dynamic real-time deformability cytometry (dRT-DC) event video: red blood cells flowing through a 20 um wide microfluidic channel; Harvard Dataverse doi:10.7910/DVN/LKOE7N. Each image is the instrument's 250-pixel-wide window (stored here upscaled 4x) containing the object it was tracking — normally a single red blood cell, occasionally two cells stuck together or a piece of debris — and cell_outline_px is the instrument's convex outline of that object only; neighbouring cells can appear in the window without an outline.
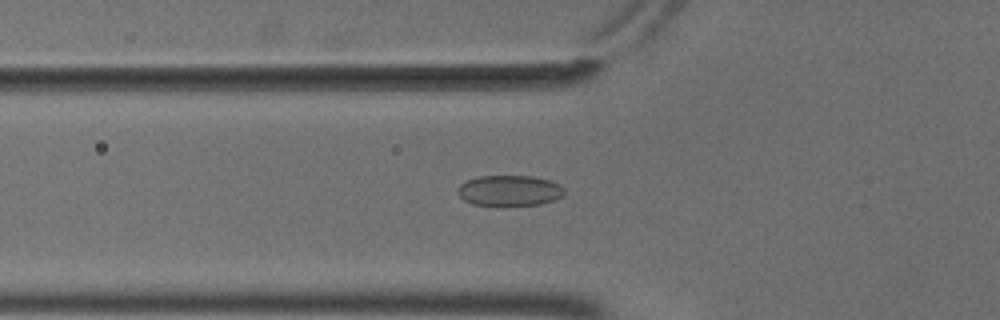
{"species": "common noctule bat (a hibernating species)", "species_latin": "Nyctalus noctula", "temperature_condition": "cold", "stored_images_in_passage": 52, "camera_frame_rate_fps": 3000, "um_per_image_px": 0.085, "animal": {"sex": "male", "body_mass_g": 18.8}, "frame": {"image": 1, "passage_image": 18, "time_ms": 5.667, "image_size_px": [1000, 320], "cell_outline_px": [[564, 192], [556, 200], [540, 204], [472, 204], [464, 200], [456, 192], [460, 184], [468, 180], [480, 176], [532, 176], [548, 180], [560, 184], [564, 188]], "centroid_in_image_um": [43.31, 16.18], "position_along_channel_um": 82.5, "area_um2": 18.67}}
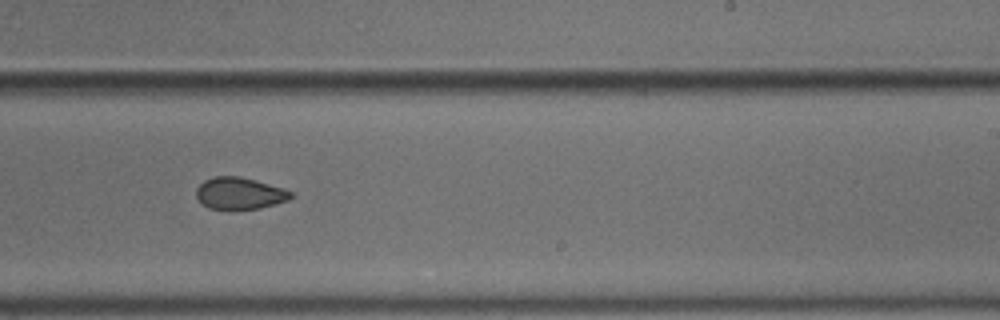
{"frame": {"image": 2, "passage_image": 33, "time_ms": 10.667, "image_size_px": [1000, 320], "cell_outline_px": [[292, 196], [288, 200], [276, 204], [260, 208], [232, 212], [208, 208], [196, 196], [196, 188], [204, 180], [216, 176], [240, 176], [256, 180], [292, 192]], "centroid_in_image_um": [20.33, 16.47], "position_along_channel_um": 268.7, "area_um2": 17.92}}
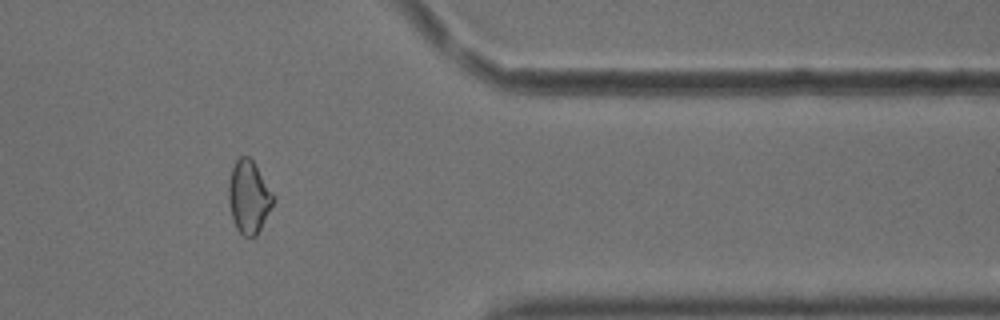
{"frame": {"image": 3, "passage_image": 44, "time_ms": 14.333, "image_size_px": [1000, 320], "cell_outline_px": [[276, 200], [256, 236], [244, 236], [236, 228], [232, 216], [228, 200], [228, 184], [232, 168], [236, 160], [240, 156], [248, 156], [252, 160], [276, 196]], "centroid_in_image_um": [21.17, 16.73], "position_along_channel_um": 390.2, "area_um2": 18.96}}